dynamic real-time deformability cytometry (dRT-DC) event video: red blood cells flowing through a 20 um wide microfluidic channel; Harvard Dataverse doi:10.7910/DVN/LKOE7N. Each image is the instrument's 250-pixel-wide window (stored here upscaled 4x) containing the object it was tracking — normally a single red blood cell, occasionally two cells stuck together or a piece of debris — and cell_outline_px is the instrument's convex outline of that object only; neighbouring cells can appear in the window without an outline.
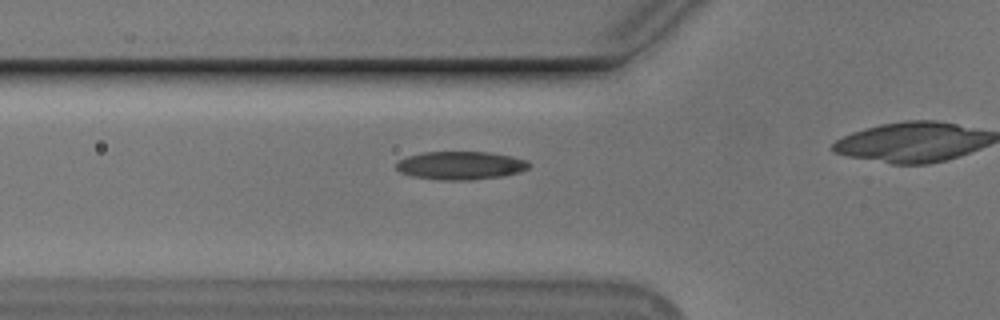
{"species": "Egyptian fruit bat (a non-hibernating species)", "species_latin": "Rousettus aegyptiacus", "temperature_condition": "cold", "stored_images_in_passage": 9, "camera_frame_rate_fps": 3000, "um_per_image_px": 0.085, "animal": {"sex": "male"}, "frame": {"image": 1, "passage_image": 4, "time_ms": 1.0, "image_size_px": [1000, 320], "cell_outline_px": [[532, 164], [528, 168], [520, 172], [504, 176], [472, 180], [440, 180], [412, 176], [400, 172], [396, 168], [396, 164], [400, 160], [408, 156], [424, 152], [488, 152], [508, 156], [524, 160]], "centroid_in_image_um": [39.15, 14.07], "position_along_channel_um": 86.7, "area_um2": 21.73}}
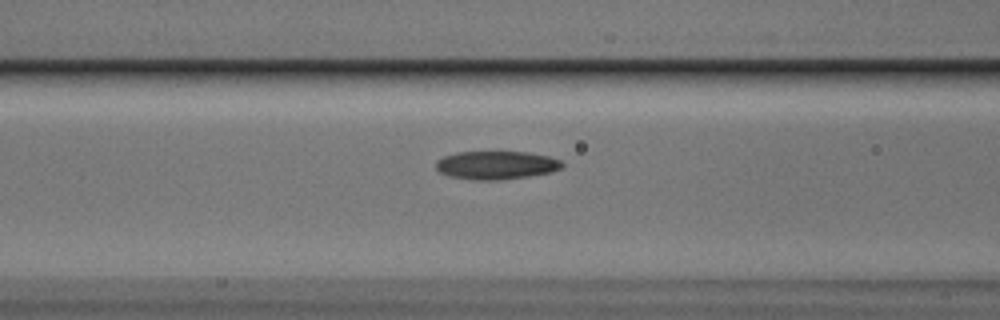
{"frame": {"image": 2, "passage_image": 7, "time_ms": 2.0, "image_size_px": [1000, 320], "cell_outline_px": [[564, 168], [552, 172], [528, 176], [500, 180], [472, 180], [448, 176], [440, 172], [436, 168], [436, 160], [444, 156], [456, 152], [528, 152], [548, 156], [560, 160], [564, 164]], "centroid_in_image_um": [42.19, 14.04], "position_along_channel_um": 124.4, "area_um2": 20.98}}